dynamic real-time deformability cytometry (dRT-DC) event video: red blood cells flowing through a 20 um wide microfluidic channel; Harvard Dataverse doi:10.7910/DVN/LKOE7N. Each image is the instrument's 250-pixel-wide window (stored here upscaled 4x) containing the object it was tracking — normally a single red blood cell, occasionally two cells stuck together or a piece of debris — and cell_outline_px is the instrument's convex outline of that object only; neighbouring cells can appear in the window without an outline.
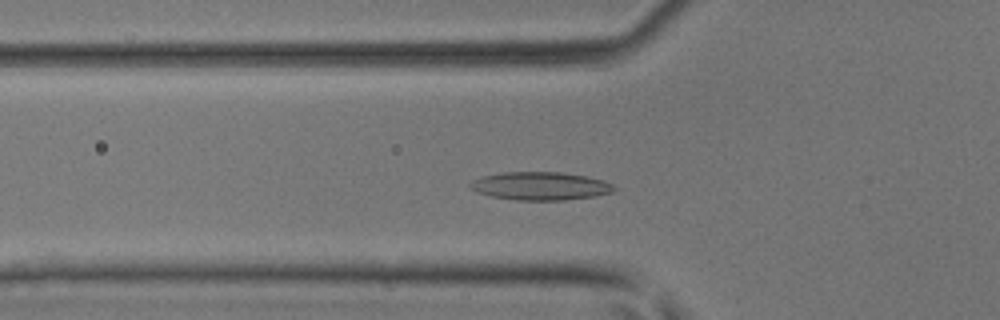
{"species": "common noctule bat (a hibernating species)", "species_latin": "Nyctalus noctula", "temperature_condition": "room temperature", "stored_images_in_passage": 37, "camera_frame_rate_fps": 3000, "um_per_image_px": 0.085, "animal": {"sex": "male", "body_mass_g": 17.9, "forearm_length_mm": 54.2}, "frame": {"image": 1, "passage_image": 7, "time_ms": 2.0, "image_size_px": [1000, 320], "cell_outline_px": [[616, 188], [612, 192], [592, 196], [564, 200], [516, 200], [492, 196], [476, 192], [468, 188], [468, 184], [472, 180], [484, 176], [504, 172], [560, 172], [584, 176], [604, 180], [612, 184]], "centroid_in_image_um": [45.89, 15.81], "position_along_channel_um": 79.9, "area_um2": 23.47}}
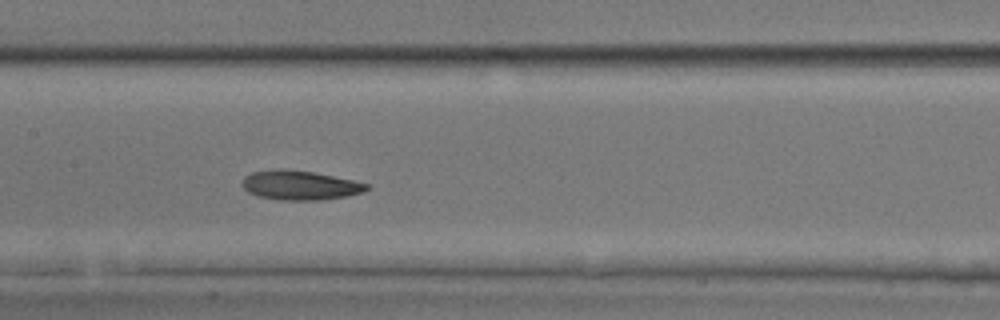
{"frame": {"image": 2, "passage_image": 14, "time_ms": 4.333, "image_size_px": [1000, 320], "cell_outline_px": [[368, 188], [364, 192], [348, 196], [320, 200], [280, 200], [256, 196], [248, 192], [244, 188], [244, 176], [252, 172], [280, 168], [284, 168], [312, 172], [352, 180], [368, 184]], "centroid_in_image_um": [25.48, 15.75], "position_along_channel_um": 181.9, "area_um2": 21.21}}
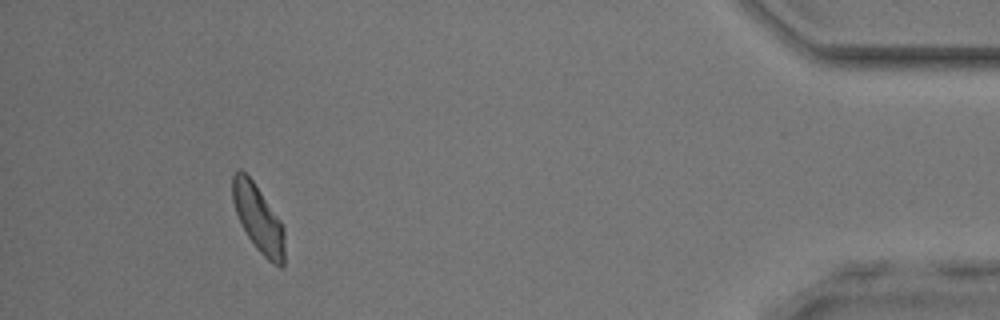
{"frame": {"image": 3, "passage_image": 34, "time_ms": 11.0, "image_size_px": [1000, 320], "cell_outline_px": [[284, 264], [280, 268], [272, 264], [256, 248], [240, 224], [232, 200], [232, 176], [236, 168], [240, 168], [252, 180], [280, 220], [284, 228]], "centroid_in_image_um": [21.94, 18.57], "position_along_channel_um": 413.3, "area_um2": 20.35}}